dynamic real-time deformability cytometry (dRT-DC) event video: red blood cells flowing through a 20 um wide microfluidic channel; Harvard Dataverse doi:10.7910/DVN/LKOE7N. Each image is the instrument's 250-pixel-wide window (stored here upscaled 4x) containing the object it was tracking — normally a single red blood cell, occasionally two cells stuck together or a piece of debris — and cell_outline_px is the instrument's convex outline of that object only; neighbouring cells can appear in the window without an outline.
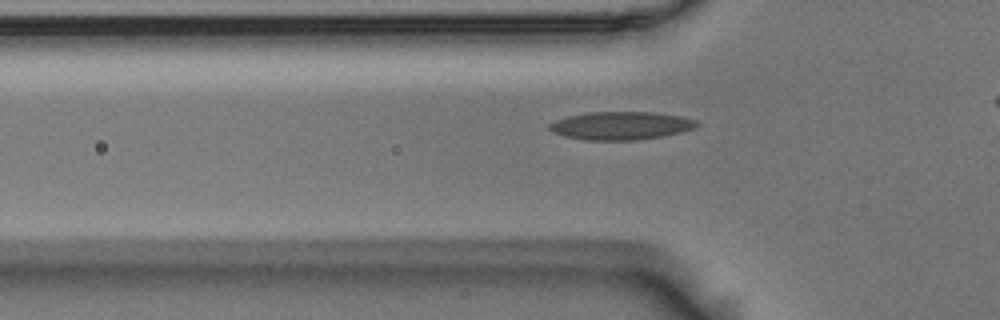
{"species": "Egyptian fruit bat (a non-hibernating species)", "species_latin": "Rousettus aegyptiacus", "temperature_condition": "room temperature", "stored_images_in_passage": 43, "camera_frame_rate_fps": 3000, "um_per_image_px": 0.085, "animal": {"sex": "male"}, "frame": {"image": 1, "passage_image": 13, "time_ms": 4.0, "image_size_px": [1000, 320], "cell_outline_px": [[700, 124], [696, 128], [664, 136], [636, 140], [588, 140], [568, 136], [552, 132], [548, 128], [548, 124], [556, 120], [568, 116], [588, 112], [656, 112], [680, 116], [696, 120]], "centroid_in_image_um": [52.81, 10.67], "position_along_channel_um": 73.0, "area_um2": 24.1}}
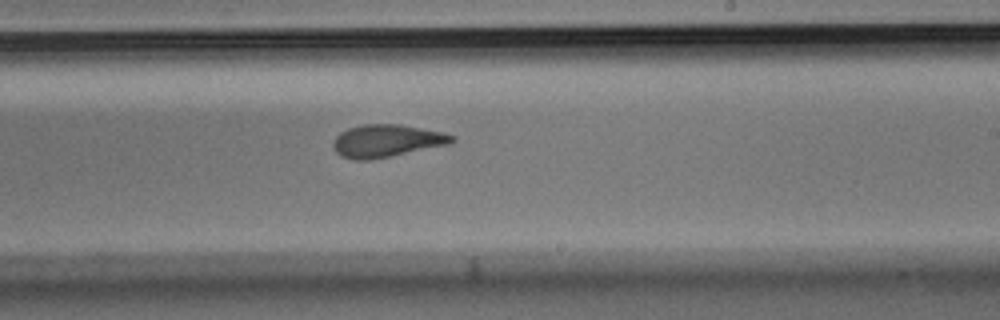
{"frame": {"image": 2, "passage_image": 28, "time_ms": 9.0, "image_size_px": [1000, 320], "cell_outline_px": [[456, 140], [452, 144], [368, 160], [356, 160], [340, 156], [332, 148], [332, 144], [336, 136], [340, 132], [348, 128], [364, 124], [400, 124], [444, 132], [456, 136]], "centroid_in_image_um": [32.89, 11.96], "position_along_channel_um": 256.1, "area_um2": 22.72}}
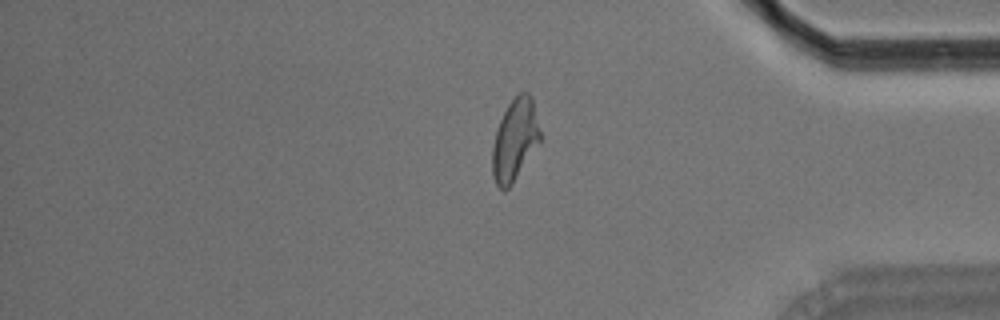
{"frame": {"image": 3, "passage_image": 41, "time_ms": 13.333, "image_size_px": [1000, 320], "cell_outline_px": [[540, 140], [512, 184], [504, 192], [496, 184], [492, 176], [492, 144], [500, 120], [508, 104], [520, 92], [528, 92], [532, 96], [540, 132]], "centroid_in_image_um": [43.74, 11.89], "position_along_channel_um": 391.5, "area_um2": 22.48}}